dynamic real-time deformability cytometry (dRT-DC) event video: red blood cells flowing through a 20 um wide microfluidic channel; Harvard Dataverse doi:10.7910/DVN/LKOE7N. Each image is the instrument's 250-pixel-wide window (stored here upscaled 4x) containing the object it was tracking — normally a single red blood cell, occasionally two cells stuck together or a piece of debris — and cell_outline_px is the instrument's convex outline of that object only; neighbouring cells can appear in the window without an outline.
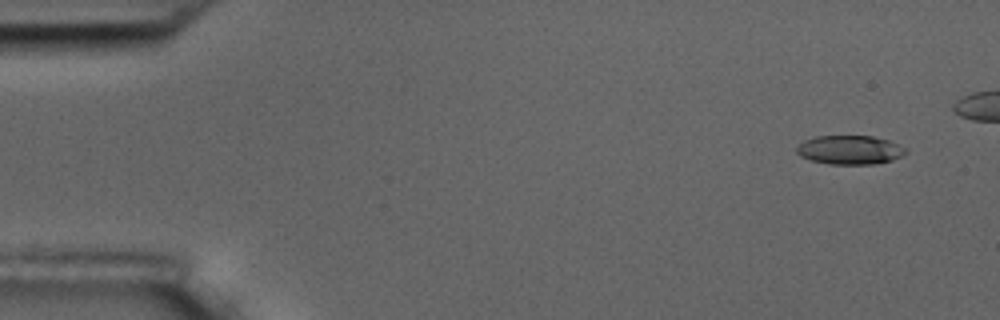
{"species": "common noctule bat (a hibernating species)", "species_latin": "Nyctalus noctula", "temperature_condition": "room temperature", "stored_images_in_passage": 7, "camera_frame_rate_fps": 3000, "um_per_image_px": 0.085, "animal": {"sex": "male", "body_mass_g": 17.5, "forearm_length_mm": 52.3}, "frame": {"image": 1, "passage_image": 1, "time_ms": 0.0, "image_size_px": [1000, 320], "cell_outline_px": [[908, 152], [892, 160], [872, 164], [828, 164], [812, 160], [800, 156], [796, 152], [796, 148], [804, 140], [816, 136], [872, 136], [888, 140], [908, 148]], "centroid_in_image_um": [72.25, 12.74], "position_along_channel_um": 12.8, "area_um2": 18.38}}